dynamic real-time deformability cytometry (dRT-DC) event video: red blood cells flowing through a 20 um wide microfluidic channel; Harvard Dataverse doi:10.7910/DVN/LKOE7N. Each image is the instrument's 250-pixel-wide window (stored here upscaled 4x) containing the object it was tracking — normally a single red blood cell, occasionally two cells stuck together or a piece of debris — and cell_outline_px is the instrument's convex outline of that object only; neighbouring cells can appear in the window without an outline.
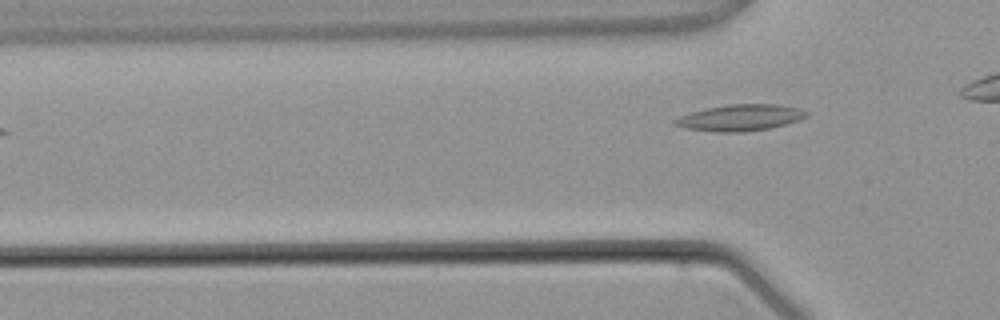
{"species": "common noctule bat (a hibernating species)", "species_latin": "Nyctalus noctula", "temperature_condition": "warm", "stored_images_in_passage": 4, "camera_frame_rate_fps": 3000, "um_per_image_px": 0.085, "animal": {"sex": "male", "body_mass_g": 21.5, "forearm_length_mm": 52.0}, "frame": {"image": 1, "passage_image": 4, "time_ms": 3.667, "image_size_px": [1000, 320], "cell_outline_px": [[808, 116], [784, 124], [768, 128], [740, 132], [720, 132], [688, 128], [672, 124], [672, 120], [680, 116], [704, 108], [728, 104], [780, 104], [800, 108], [808, 112]], "centroid_in_image_um": [62.91, 9.98], "position_along_channel_um": 62.9, "area_um2": 20.0}}